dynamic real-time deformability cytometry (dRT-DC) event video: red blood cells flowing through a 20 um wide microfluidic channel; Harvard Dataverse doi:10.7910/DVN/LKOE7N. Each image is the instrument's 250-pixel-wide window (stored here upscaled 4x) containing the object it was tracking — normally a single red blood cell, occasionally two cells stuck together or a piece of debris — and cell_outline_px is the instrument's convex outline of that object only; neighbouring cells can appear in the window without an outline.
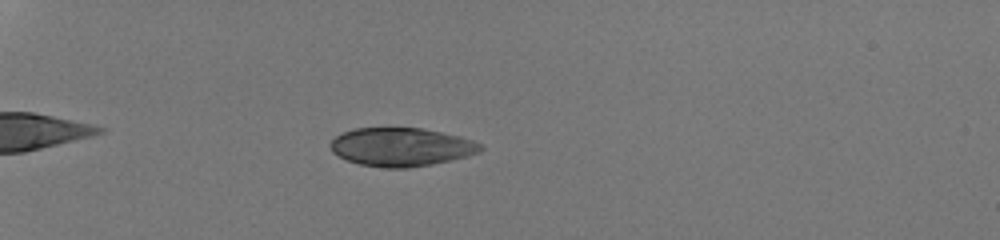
{"species": "human", "species_latin": "Homo sapiens", "temperature_condition": "room temperature", "stored_images_in_passage": 46, "camera_frame_rate_fps": 3000, "um_per_image_px": 0.085, "donor": {"sex": "male"}, "frame": {"image": 1, "passage_image": 11, "time_ms": 3.333, "image_size_px": [1000, 240], "cell_outline_px": [[484, 148], [480, 152], [468, 156], [432, 164], [408, 168], [384, 168], [360, 164], [348, 160], [332, 152], [328, 144], [336, 136], [344, 132], [356, 128], [424, 128], [460, 136], [472, 140], [480, 144]], "centroid_in_image_um": [34.11, 12.49], "position_along_channel_um": 50.9, "area_um2": 33.64}}
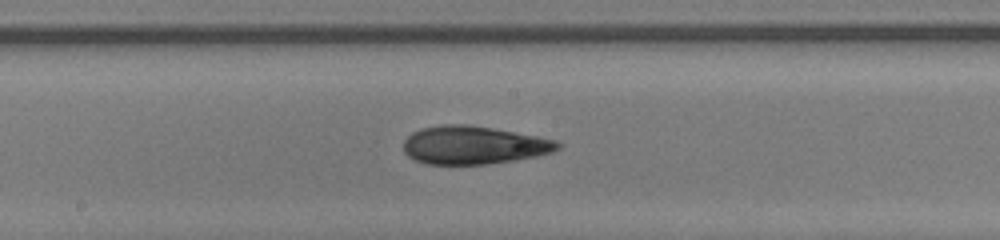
{"frame": {"image": 2, "passage_image": 26, "time_ms": 8.333, "image_size_px": [1000, 240], "cell_outline_px": [[560, 148], [552, 152], [536, 156], [488, 164], [428, 164], [416, 160], [408, 156], [404, 152], [404, 140], [412, 132], [420, 128], [444, 124], [468, 124], [492, 128], [536, 136], [556, 140], [560, 144]], "centroid_in_image_um": [40.23, 12.33], "position_along_channel_um": 208.0, "area_um2": 34.1}}
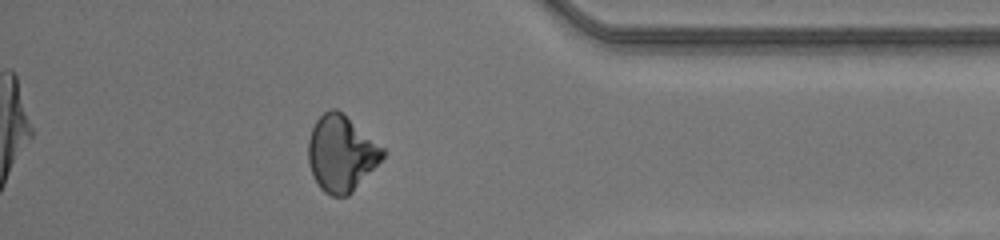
{"frame": {"image": 3, "passage_image": 41, "time_ms": 13.333, "image_size_px": [1000, 240], "cell_outline_px": [[388, 152], [352, 192], [348, 196], [332, 196], [324, 192], [320, 188], [312, 172], [308, 160], [308, 140], [312, 128], [316, 120], [328, 108], [336, 108], [384, 148]], "centroid_in_image_um": [29.0, 13.04], "position_along_channel_um": 406.2, "area_um2": 32.6}, "authors_computed_cell_mechanics": {"area_um2": 33.813, "velocity_mm_per_s": 4.2417, "shape_relaxation_time_tau1_ms": 5.6197, "shape_relaxation_time_tau2_ms": 3.9452, "deformation_change_tau1": 0.1704, "deformation_change_tau2": 0.0998}}